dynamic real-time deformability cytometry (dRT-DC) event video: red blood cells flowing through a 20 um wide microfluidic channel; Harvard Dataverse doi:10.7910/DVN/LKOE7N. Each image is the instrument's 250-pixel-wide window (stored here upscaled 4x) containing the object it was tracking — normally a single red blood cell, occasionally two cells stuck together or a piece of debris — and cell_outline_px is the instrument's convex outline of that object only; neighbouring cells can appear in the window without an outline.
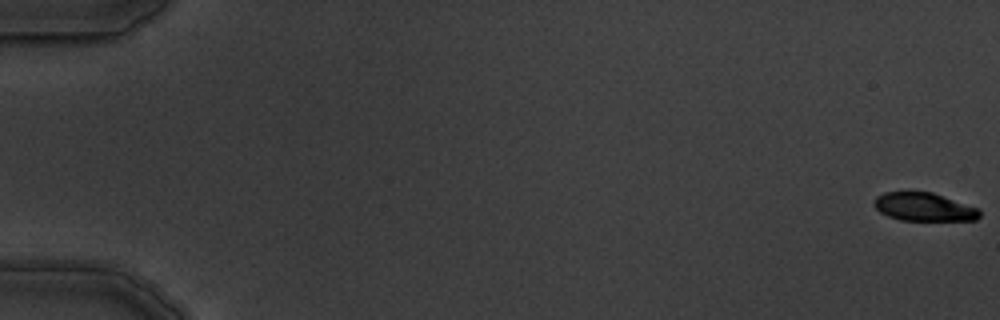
{"species": "common noctule bat (a hibernating species)", "species_latin": "Nyctalus noctula", "temperature_condition": "warm", "stored_images_in_passage": 6, "camera_frame_rate_fps": 3000, "um_per_image_px": 0.085, "animal": {"sex": "male", "body_mass_g": 19.5, "forearm_length_mm": 54.6}, "frame": {"image": 1, "passage_image": 1, "time_ms": 0.0, "image_size_px": [1000, 320], "cell_outline_px": [[980, 216], [976, 220], [900, 220], [888, 216], [880, 212], [872, 204], [876, 196], [884, 192], [932, 192], [980, 208]], "centroid_in_image_um": [78.54, 17.59], "position_along_channel_um": 6.5, "area_um2": 17.46}}
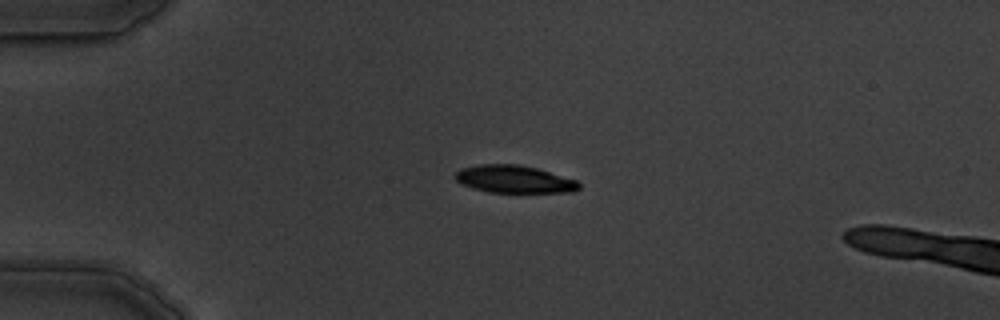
{"frame": {"image": 2, "passage_image": 5, "time_ms": 4.667, "image_size_px": [1000, 320], "cell_outline_px": [[580, 188], [572, 192], [488, 192], [472, 188], [460, 184], [452, 176], [460, 168], [480, 164], [516, 164], [536, 168], [576, 180], [580, 184]], "centroid_in_image_um": [43.64, 15.23], "position_along_channel_um": 41.4, "area_um2": 19.88}}